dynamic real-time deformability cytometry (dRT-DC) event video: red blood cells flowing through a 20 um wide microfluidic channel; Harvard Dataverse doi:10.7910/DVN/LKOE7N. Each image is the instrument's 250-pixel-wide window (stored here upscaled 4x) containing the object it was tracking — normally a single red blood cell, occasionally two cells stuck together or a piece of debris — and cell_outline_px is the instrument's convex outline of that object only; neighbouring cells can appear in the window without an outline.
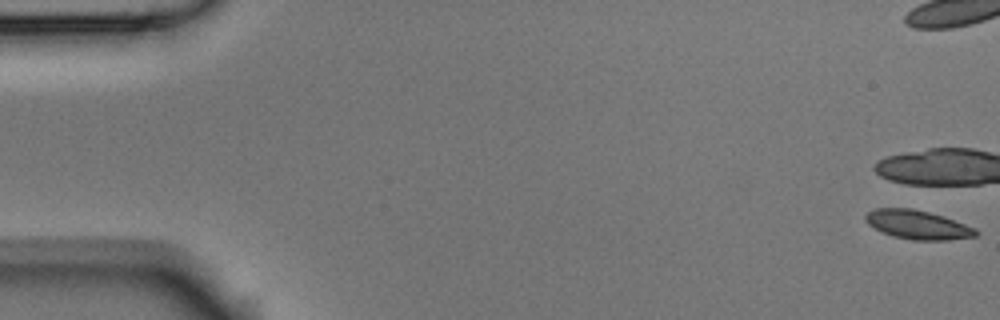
{"species": "Egyptian fruit bat (a non-hibernating species)", "species_latin": "Rousettus aegyptiacus", "temperature_condition": "room temperature", "stored_images_in_passage": 6, "camera_frame_rate_fps": 3000, "um_per_image_px": 0.085, "animal": {"sex": "male"}, "frame": {"image": 1, "passage_image": 1, "time_ms": 0.0, "image_size_px": [1000, 320], "cell_outline_px": [[980, 232], [976, 236], [948, 240], [912, 240], [896, 236], [884, 232], [868, 224], [864, 220], [864, 216], [868, 212], [876, 208], [908, 208], [928, 212], [944, 216], [976, 228]], "centroid_in_image_um": [78.04, 19.1], "position_along_channel_um": 7.0, "area_um2": 18.44}}